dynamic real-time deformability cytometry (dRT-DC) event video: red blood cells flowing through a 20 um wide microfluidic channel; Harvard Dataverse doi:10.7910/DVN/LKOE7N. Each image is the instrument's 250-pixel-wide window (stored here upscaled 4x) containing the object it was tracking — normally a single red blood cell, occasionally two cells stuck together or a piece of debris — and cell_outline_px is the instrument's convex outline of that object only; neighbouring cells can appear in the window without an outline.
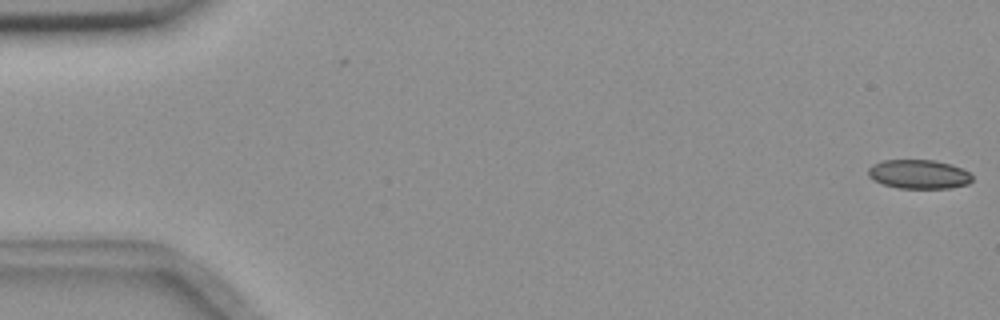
{"species": "common noctule bat (a hibernating species)", "species_latin": "Nyctalus noctula", "temperature_condition": "room temperature", "stored_images_in_passage": 56, "camera_frame_rate_fps": 3000, "um_per_image_px": 0.085, "animal": {"sex": "female", "body_mass_g": 18.4}, "frame": {"image": 1, "passage_image": 1, "time_ms": 0.0, "image_size_px": [1000, 320], "cell_outline_px": [[972, 180], [968, 184], [952, 188], [896, 188], [872, 180], [868, 176], [868, 168], [872, 164], [880, 160], [932, 160], [948, 164], [960, 168], [968, 172], [972, 176]], "centroid_in_image_um": [78.05, 14.81], "position_along_channel_um": 7.0, "area_um2": 17.63}}
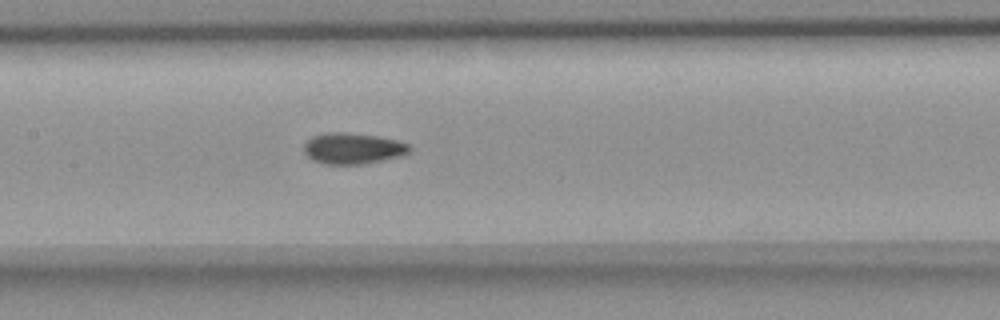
{"frame": {"image": 2, "passage_image": 27, "time_ms": 8.667, "image_size_px": [1000, 320], "cell_outline_px": [[412, 148], [404, 156], [364, 164], [324, 164], [312, 160], [304, 152], [304, 144], [312, 136], [328, 132], [344, 132], [380, 136], [396, 140], [408, 144]], "centroid_in_image_um": [30.01, 12.62], "position_along_channel_um": 177.4, "area_um2": 19.31}}
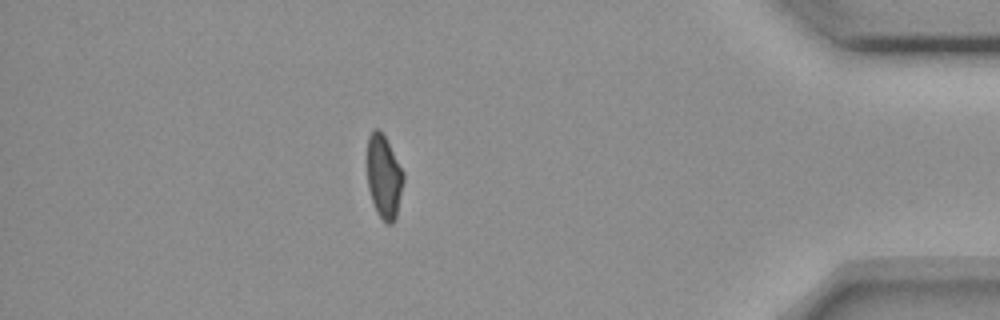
{"frame": {"image": 3, "passage_image": 49, "time_ms": 16.0, "image_size_px": [1000, 320], "cell_outline_px": [[404, 180], [396, 220], [392, 224], [388, 224], [376, 212], [368, 188], [368, 136], [372, 128], [376, 128], [384, 136], [404, 172]], "centroid_in_image_um": [32.65, 15.05], "position_along_channel_um": 402.6, "area_um2": 17.51}, "authors_computed_cell_mechanics": {"area_um2": 18.496, "velocity_mm_per_s": 3.6676, "shape_relaxation_time_tau1_ms": null, "shape_relaxation_time_tau2_ms": 2.7154, "deformation_change_tau1": null, "deformation_change_tau2": 0.0613}}